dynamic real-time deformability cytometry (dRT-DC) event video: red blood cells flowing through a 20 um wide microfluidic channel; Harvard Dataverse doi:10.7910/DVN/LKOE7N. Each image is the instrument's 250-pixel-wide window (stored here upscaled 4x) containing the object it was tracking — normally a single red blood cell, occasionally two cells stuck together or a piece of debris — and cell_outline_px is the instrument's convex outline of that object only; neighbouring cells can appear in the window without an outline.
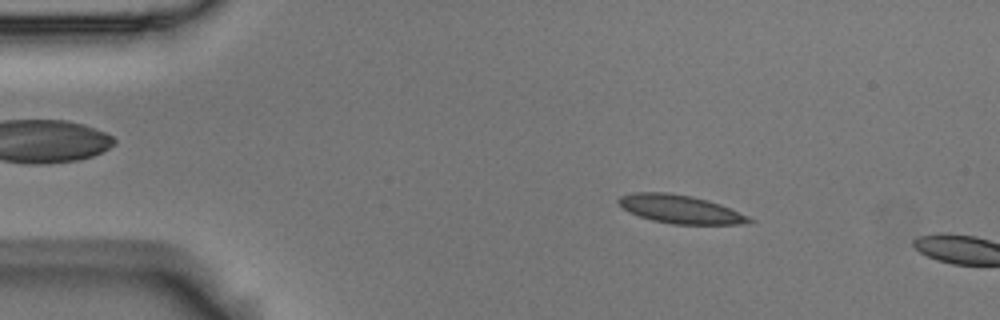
{"species": "Egyptian fruit bat (a non-hibernating species)", "species_latin": "Rousettus aegyptiacus", "temperature_condition": "room temperature", "stored_images_in_passage": 11, "camera_frame_rate_fps": 3000, "um_per_image_px": 0.085, "animal": {"sex": "male"}, "frame": {"image": 1, "passage_image": 8, "time_ms": 2.333, "image_size_px": [1000, 320], "cell_outline_px": [[756, 220], [740, 224], [672, 224], [652, 220], [628, 212], [616, 200], [620, 196], [632, 192], [668, 192], [692, 196], [720, 204], [748, 216]], "centroid_in_image_um": [57.79, 17.77], "position_along_channel_um": 27.2, "area_um2": 21.44}}